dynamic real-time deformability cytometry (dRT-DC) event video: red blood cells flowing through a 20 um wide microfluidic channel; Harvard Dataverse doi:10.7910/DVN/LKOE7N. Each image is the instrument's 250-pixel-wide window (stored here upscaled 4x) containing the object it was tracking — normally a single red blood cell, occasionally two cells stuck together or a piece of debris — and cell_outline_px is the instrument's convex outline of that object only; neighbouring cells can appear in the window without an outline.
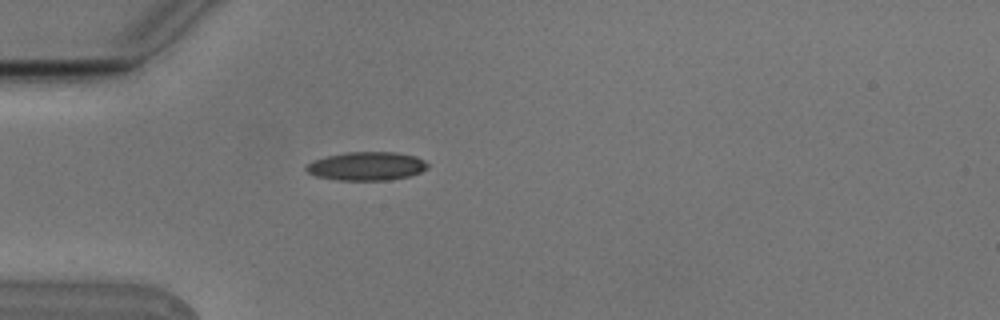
{"species": "Egyptian fruit bat (a non-hibernating species)", "species_latin": "Rousettus aegyptiacus", "temperature_condition": "cold", "stored_images_in_passage": 1, "camera_frame_rate_fps": 3000, "um_per_image_px": 0.085, "animal": {"sex": "male"}, "frame": {"image": 1, "passage_image": 1, "time_ms": 0.0, "image_size_px": [1000, 320], "cell_outline_px": [[428, 168], [420, 172], [408, 176], [388, 180], [340, 180], [316, 176], [308, 172], [304, 168], [312, 160], [344, 152], [396, 152], [416, 156], [424, 160], [428, 164]], "centroid_in_image_um": [31.17, 14.11], "position_along_channel_um": 53.8, "area_um2": 20.17}}